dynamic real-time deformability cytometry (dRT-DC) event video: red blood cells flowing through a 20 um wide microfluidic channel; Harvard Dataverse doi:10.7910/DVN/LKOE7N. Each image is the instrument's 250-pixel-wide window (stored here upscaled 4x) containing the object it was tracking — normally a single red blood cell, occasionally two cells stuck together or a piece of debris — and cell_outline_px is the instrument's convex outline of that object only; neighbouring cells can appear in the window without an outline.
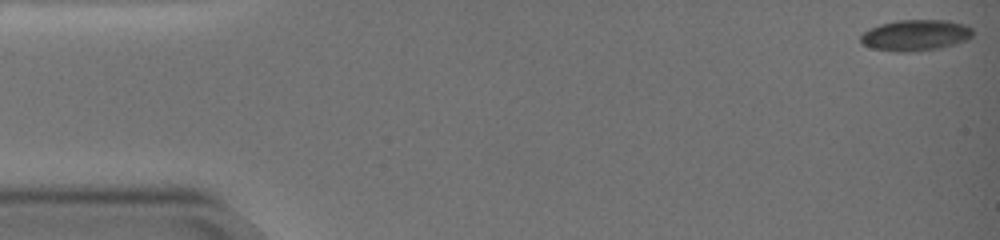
{"species": "common noctule bat (a hibernating species)", "species_latin": "Nyctalus noctula", "temperature_condition": "warm", "stored_images_in_passage": 66, "camera_frame_rate_fps": 3000, "um_per_image_px": 0.085, "animal": {"sex": "female", "body_mass_g": 19.0, "forearm_length_mm": 51.5}, "frame": {"image": 1, "passage_image": 1, "time_ms": 0.0, "image_size_px": [1000, 240], "cell_outline_px": [[972, 36], [964, 40], [932, 48], [876, 48], [864, 44], [860, 40], [860, 36], [872, 28], [884, 24], [904, 20], [936, 20], [960, 24], [972, 28]], "centroid_in_image_um": [77.83, 2.93], "position_along_channel_um": 7.2, "area_um2": 18.09}}
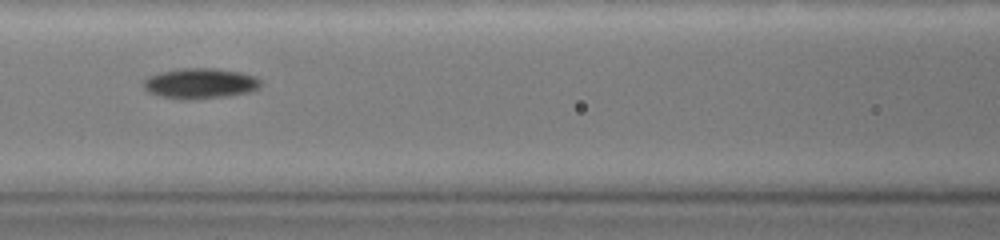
{"frame": {"image": 2, "passage_image": 30, "time_ms": 9.667, "image_size_px": [1000, 240], "cell_outline_px": [[256, 88], [244, 92], [216, 96], [160, 96], [152, 92], [144, 84], [144, 80], [152, 76], [164, 72], [184, 68], [204, 68], [236, 72], [252, 76], [256, 80]], "centroid_in_image_um": [16.96, 7.03], "position_along_channel_um": 149.6, "area_um2": 18.32}}
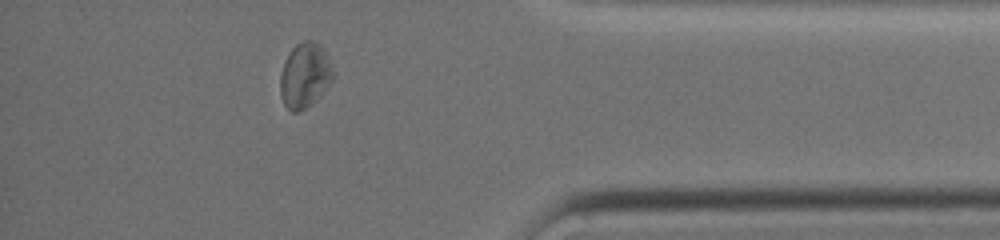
{"frame": {"image": 3, "passage_image": 58, "time_ms": 19.0, "image_size_px": [1000, 240], "cell_outline_px": [[332, 80], [320, 96], [316, 100], [304, 108], [296, 112], [292, 112], [284, 104], [280, 96], [280, 76], [284, 64], [292, 48], [296, 44], [304, 40], [312, 40], [324, 48], [332, 64]], "centroid_in_image_um": [25.91, 6.4], "position_along_channel_um": 409.3, "area_um2": 19.83}, "authors_computed_cell_mechanics": {"area_um2": 18.7272, "velocity_mm_per_s": 2.9466, "shape_relaxation_time_tau1_ms": 3.994, "shape_relaxation_time_tau2_ms": 6.133, "deformation_change_tau1": 0.0997, "deformation_change_tau2": 0.1135}}